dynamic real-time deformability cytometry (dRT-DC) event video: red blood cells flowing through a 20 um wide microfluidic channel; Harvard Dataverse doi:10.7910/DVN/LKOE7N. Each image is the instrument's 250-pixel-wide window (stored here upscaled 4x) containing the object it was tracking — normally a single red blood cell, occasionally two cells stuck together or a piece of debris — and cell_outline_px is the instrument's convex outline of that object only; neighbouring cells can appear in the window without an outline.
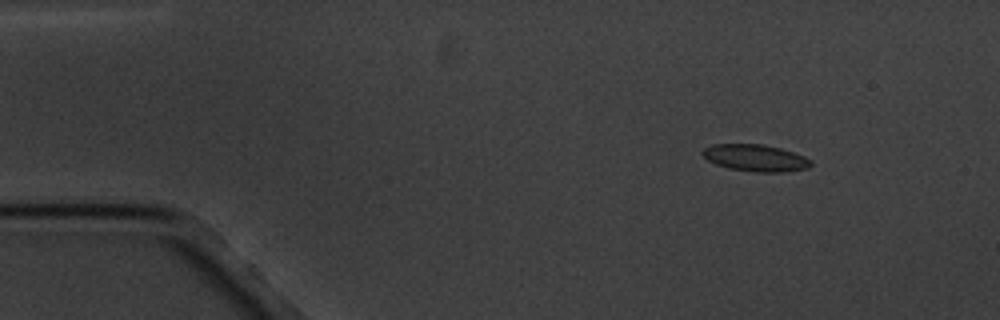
{"species": "common noctule bat (a hibernating species)", "species_latin": "Nyctalus noctula", "temperature_condition": "cold", "stored_images_in_passage": 5, "camera_frame_rate_fps": 3000, "um_per_image_px": 0.085, "animal": {"sex": "male", "body_mass_g": 20.1, "forearm_length_mm": 53.5}, "frame": {"image": 1, "passage_image": 2, "time_ms": 1.667, "image_size_px": [1000, 320], "cell_outline_px": [[812, 164], [808, 168], [788, 172], [756, 172], [728, 168], [716, 164], [708, 160], [700, 152], [704, 148], [712, 144], [764, 144], [780, 148], [804, 156], [812, 160]], "centroid_in_image_um": [64.22, 13.42], "position_along_channel_um": 20.8, "area_um2": 17.05}}
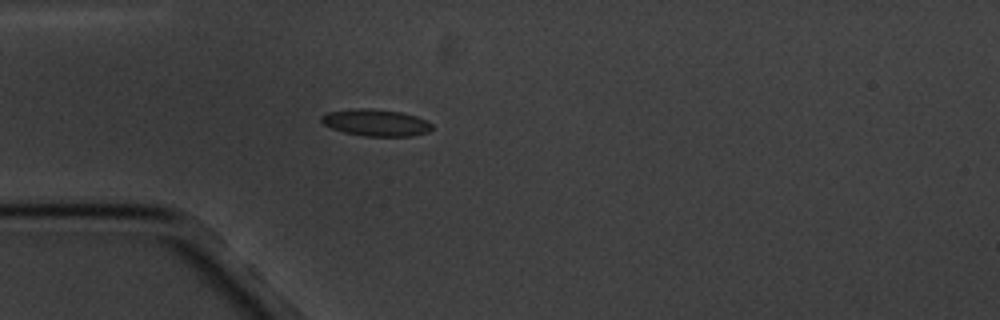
{"frame": {"image": 2, "passage_image": 5, "time_ms": 4.667, "image_size_px": [1000, 320], "cell_outline_px": [[432, 128], [428, 132], [412, 136], [364, 136], [344, 132], [332, 128], [324, 124], [320, 120], [320, 116], [328, 112], [356, 108], [368, 108], [400, 112], [416, 116], [432, 124]], "centroid_in_image_um": [31.93, 10.42], "position_along_channel_um": 53.1, "area_um2": 17.17}}